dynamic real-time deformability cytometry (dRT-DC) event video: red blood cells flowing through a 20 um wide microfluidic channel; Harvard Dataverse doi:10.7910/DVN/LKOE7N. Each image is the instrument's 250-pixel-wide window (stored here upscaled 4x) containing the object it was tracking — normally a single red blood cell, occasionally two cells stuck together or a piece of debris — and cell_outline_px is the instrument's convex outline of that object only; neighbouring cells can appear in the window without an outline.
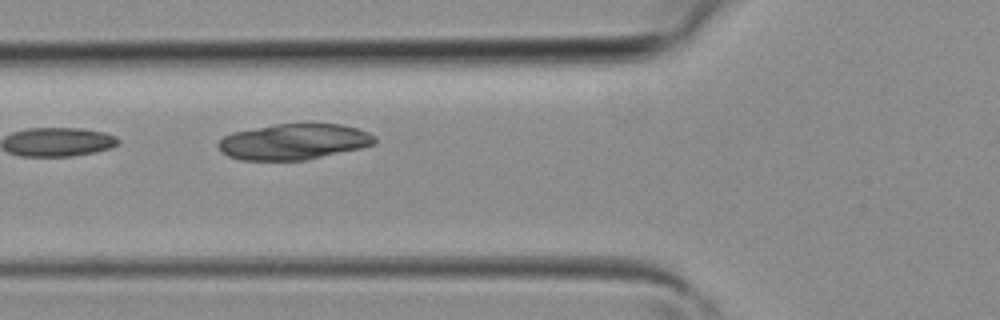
{"species": "common noctule bat (a hibernating species)", "species_latin": "Nyctalus noctula", "temperature_condition": "room temperature", "stored_images_in_passage": 2, "camera_frame_rate_fps": 3000, "um_per_image_px": 0.085, "animal": {"sex": "female", "body_mass_g": 19.3, "forearm_length_mm": 54.1}, "frame": {"image": 1, "passage_image": 2, "time_ms": 0.333, "image_size_px": [1000, 320], "cell_outline_px": [[376, 144], [360, 148], [308, 160], [240, 160], [228, 156], [216, 144], [224, 136], [232, 132], [276, 124], [308, 120], [340, 124], [356, 128], [368, 132], [376, 136]], "centroid_in_image_um": [25.02, 12.0], "position_along_channel_um": 100.8, "area_um2": 33.52}}